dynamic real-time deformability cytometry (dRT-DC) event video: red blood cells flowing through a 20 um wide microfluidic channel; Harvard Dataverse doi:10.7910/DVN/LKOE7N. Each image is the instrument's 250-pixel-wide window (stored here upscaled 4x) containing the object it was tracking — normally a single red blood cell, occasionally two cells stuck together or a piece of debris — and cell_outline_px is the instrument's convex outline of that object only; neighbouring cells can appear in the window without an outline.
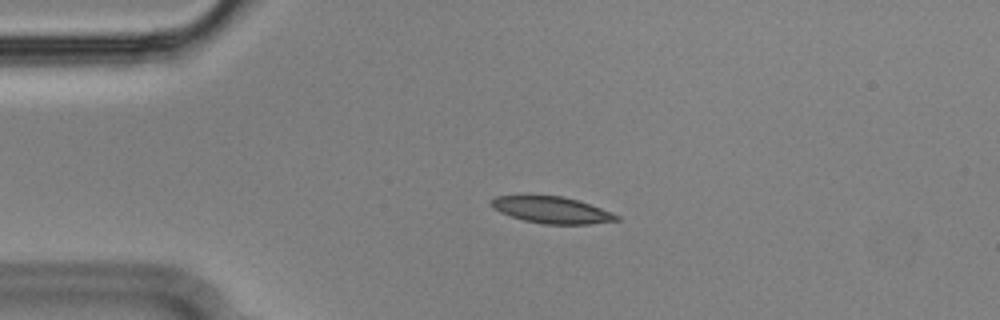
{"species": "Egyptian fruit bat (a non-hibernating species)", "species_latin": "Rousettus aegyptiacus", "temperature_condition": "cold", "stored_images_in_passage": 32, "camera_frame_rate_fps": 3000, "um_per_image_px": 0.085, "animal": {"sex": "male"}, "frame": {"image": 1, "passage_image": 12, "time_ms": 3.667, "image_size_px": [1000, 320], "cell_outline_px": [[620, 220], [588, 224], [544, 224], [524, 220], [500, 212], [492, 208], [488, 204], [488, 200], [496, 196], [560, 196], [576, 200], [612, 212], [620, 216]], "centroid_in_image_um": [46.86, 17.85], "position_along_channel_um": 38.1, "area_um2": 19.25}}
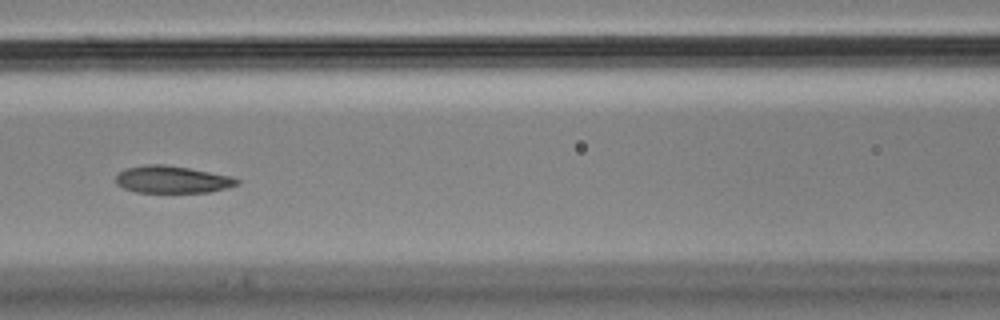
{"frame": {"image": 2, "passage_image": 24, "time_ms": 7.667, "image_size_px": [1000, 320], "cell_outline_px": [[240, 184], [228, 188], [208, 192], [136, 192], [124, 188], [116, 184], [116, 176], [124, 168], [144, 164], [164, 164], [188, 168], [232, 176], [240, 180]], "centroid_in_image_um": [14.64, 15.25], "position_along_channel_um": 152.0, "area_um2": 19.31}}
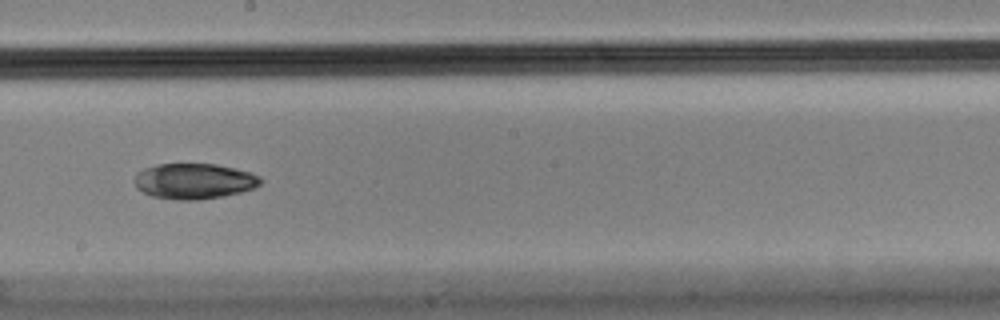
{"frame": {"image": 3, "passage_image": 28, "time_ms": 9.0, "image_size_px": [1000, 320], "cell_outline_px": [[264, 180], [256, 188], [224, 196], [200, 200], [176, 200], [152, 196], [136, 188], [132, 180], [136, 172], [144, 168], [156, 164], [216, 164], [248, 172], [260, 176]], "centroid_in_image_um": [16.47, 15.4], "position_along_channel_um": 231.7, "area_um2": 26.41}}